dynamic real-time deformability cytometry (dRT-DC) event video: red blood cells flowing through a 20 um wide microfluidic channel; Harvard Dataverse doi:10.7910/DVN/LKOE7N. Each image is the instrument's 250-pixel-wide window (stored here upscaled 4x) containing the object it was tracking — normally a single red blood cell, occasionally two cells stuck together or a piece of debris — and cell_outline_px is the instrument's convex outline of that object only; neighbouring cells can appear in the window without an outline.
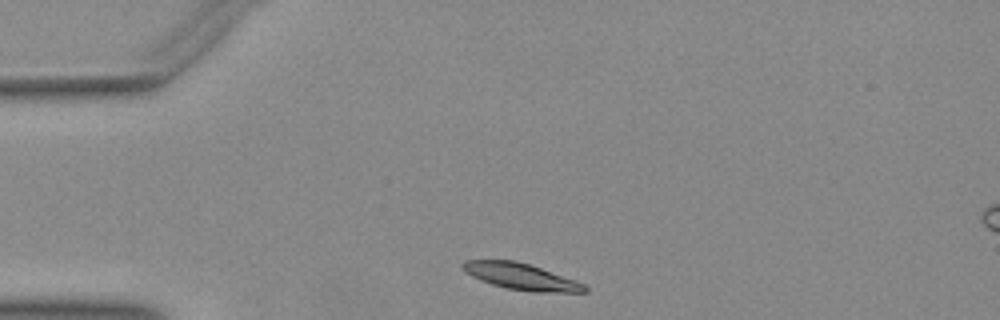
{"species": "Egyptian fruit bat (a non-hibernating species)", "species_latin": "Rousettus aegyptiacus", "temperature_condition": "warm", "stored_images_in_passage": 32, "camera_frame_rate_fps": 3000, "um_per_image_px": 0.085, "animal": {"sex": "female"}, "frame": {"image": 1, "passage_image": 1, "time_ms": 0.0, "image_size_px": [1000, 320], "cell_outline_px": [[588, 292], [532, 292], [508, 288], [492, 284], [480, 280], [464, 272], [460, 268], [460, 264], [464, 260], [516, 260], [540, 268], [584, 284], [588, 288]], "centroid_in_image_um": [44.22, 23.5], "position_along_channel_um": 40.8, "area_um2": 18.61}}
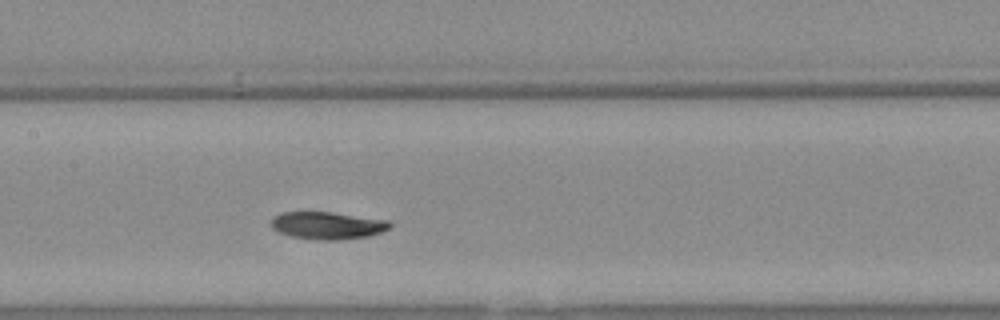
{"frame": {"image": 2, "passage_image": 14, "time_ms": 4.333, "image_size_px": [1000, 320], "cell_outline_px": [[392, 228], [368, 236], [344, 240], [320, 240], [292, 236], [280, 232], [272, 228], [272, 220], [276, 216], [284, 212], [332, 212], [388, 220], [392, 224]], "centroid_in_image_um": [27.9, 19.17], "position_along_channel_um": 179.5, "area_um2": 18.84}}
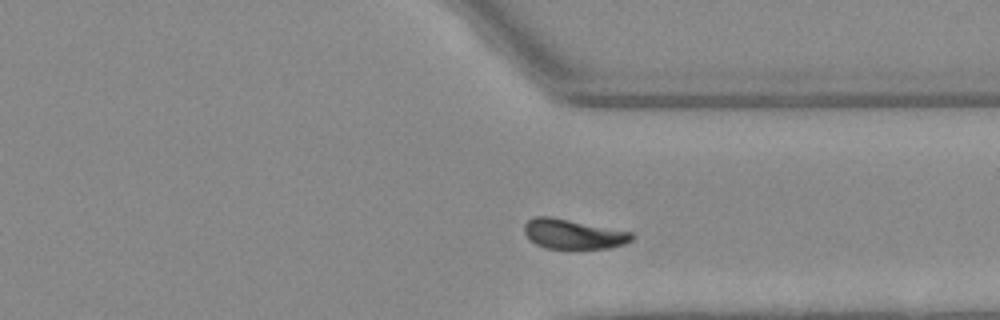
{"frame": {"image": 3, "passage_image": 28, "time_ms": 9.0, "image_size_px": [1000, 320], "cell_outline_px": [[632, 240], [624, 244], [608, 248], [572, 252], [544, 248], [536, 244], [524, 232], [524, 224], [532, 216], [548, 216], [632, 232]], "centroid_in_image_um": [48.7, 19.95], "position_along_channel_um": 362.7, "area_um2": 19.25}}